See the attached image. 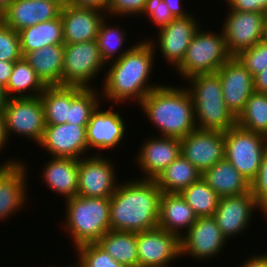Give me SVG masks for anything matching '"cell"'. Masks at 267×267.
I'll return each mask as SVG.
<instances>
[{"mask_svg":"<svg viewBox=\"0 0 267 267\" xmlns=\"http://www.w3.org/2000/svg\"><path fill=\"white\" fill-rule=\"evenodd\" d=\"M150 40L132 44L133 47L120 59L109 63L101 89L103 96L100 95L106 102L109 100L120 105L119 102L126 100L140 104L152 90L161 86L157 83L148 84L158 47L154 46L155 41Z\"/></svg>","mask_w":267,"mask_h":267,"instance_id":"6da1fadb","label":"cell"},{"mask_svg":"<svg viewBox=\"0 0 267 267\" xmlns=\"http://www.w3.org/2000/svg\"><path fill=\"white\" fill-rule=\"evenodd\" d=\"M125 181L110 197V230L138 233L157 228L163 192L154 179Z\"/></svg>","mask_w":267,"mask_h":267,"instance_id":"7a4b0ae2","label":"cell"},{"mask_svg":"<svg viewBox=\"0 0 267 267\" xmlns=\"http://www.w3.org/2000/svg\"><path fill=\"white\" fill-rule=\"evenodd\" d=\"M185 87L163 84L139 104L160 136L182 139L196 129L193 100Z\"/></svg>","mask_w":267,"mask_h":267,"instance_id":"3957f363","label":"cell"},{"mask_svg":"<svg viewBox=\"0 0 267 267\" xmlns=\"http://www.w3.org/2000/svg\"><path fill=\"white\" fill-rule=\"evenodd\" d=\"M187 81L191 87L187 89L193 100L197 129L226 132L236 126V117L225 105L217 73L197 74Z\"/></svg>","mask_w":267,"mask_h":267,"instance_id":"277c9868","label":"cell"},{"mask_svg":"<svg viewBox=\"0 0 267 267\" xmlns=\"http://www.w3.org/2000/svg\"><path fill=\"white\" fill-rule=\"evenodd\" d=\"M65 229L73 240V247L96 243L110 231V198L76 195L67 199Z\"/></svg>","mask_w":267,"mask_h":267,"instance_id":"5b68a950","label":"cell"},{"mask_svg":"<svg viewBox=\"0 0 267 267\" xmlns=\"http://www.w3.org/2000/svg\"><path fill=\"white\" fill-rule=\"evenodd\" d=\"M201 28L194 34L182 62L175 68L184 80L197 74L216 73L232 57L222 31L215 34Z\"/></svg>","mask_w":267,"mask_h":267,"instance_id":"8992f818","label":"cell"},{"mask_svg":"<svg viewBox=\"0 0 267 267\" xmlns=\"http://www.w3.org/2000/svg\"><path fill=\"white\" fill-rule=\"evenodd\" d=\"M225 158L250 182L260 170L267 136L234 126L224 132Z\"/></svg>","mask_w":267,"mask_h":267,"instance_id":"52a82bcc","label":"cell"},{"mask_svg":"<svg viewBox=\"0 0 267 267\" xmlns=\"http://www.w3.org/2000/svg\"><path fill=\"white\" fill-rule=\"evenodd\" d=\"M104 66L96 40L64 44L62 86L92 88L90 83Z\"/></svg>","mask_w":267,"mask_h":267,"instance_id":"ba28073f","label":"cell"},{"mask_svg":"<svg viewBox=\"0 0 267 267\" xmlns=\"http://www.w3.org/2000/svg\"><path fill=\"white\" fill-rule=\"evenodd\" d=\"M2 112L8 138L14 133L39 144L46 128L40 96L8 98Z\"/></svg>","mask_w":267,"mask_h":267,"instance_id":"9c48e42d","label":"cell"},{"mask_svg":"<svg viewBox=\"0 0 267 267\" xmlns=\"http://www.w3.org/2000/svg\"><path fill=\"white\" fill-rule=\"evenodd\" d=\"M98 154L78 159L79 196L110 198L120 184L111 160Z\"/></svg>","mask_w":267,"mask_h":267,"instance_id":"30bf717a","label":"cell"},{"mask_svg":"<svg viewBox=\"0 0 267 267\" xmlns=\"http://www.w3.org/2000/svg\"><path fill=\"white\" fill-rule=\"evenodd\" d=\"M222 32L227 51L237 56L263 40L265 12H243L228 9Z\"/></svg>","mask_w":267,"mask_h":267,"instance_id":"8fae6325","label":"cell"},{"mask_svg":"<svg viewBox=\"0 0 267 267\" xmlns=\"http://www.w3.org/2000/svg\"><path fill=\"white\" fill-rule=\"evenodd\" d=\"M185 233L180 238V256L189 254L199 261H207L223 252L228 241L221 233L214 216L197 217L196 222Z\"/></svg>","mask_w":267,"mask_h":267,"instance_id":"7c38bea8","label":"cell"},{"mask_svg":"<svg viewBox=\"0 0 267 267\" xmlns=\"http://www.w3.org/2000/svg\"><path fill=\"white\" fill-rule=\"evenodd\" d=\"M138 267H169L180 256V238L159 227L137 233Z\"/></svg>","mask_w":267,"mask_h":267,"instance_id":"4fadbf2b","label":"cell"},{"mask_svg":"<svg viewBox=\"0 0 267 267\" xmlns=\"http://www.w3.org/2000/svg\"><path fill=\"white\" fill-rule=\"evenodd\" d=\"M181 155L201 173L225 158L224 132L195 129L180 139Z\"/></svg>","mask_w":267,"mask_h":267,"instance_id":"5bb4252c","label":"cell"},{"mask_svg":"<svg viewBox=\"0 0 267 267\" xmlns=\"http://www.w3.org/2000/svg\"><path fill=\"white\" fill-rule=\"evenodd\" d=\"M216 73L220 77L225 105L237 118L255 92L254 77L236 56H232Z\"/></svg>","mask_w":267,"mask_h":267,"instance_id":"9a60e30c","label":"cell"},{"mask_svg":"<svg viewBox=\"0 0 267 267\" xmlns=\"http://www.w3.org/2000/svg\"><path fill=\"white\" fill-rule=\"evenodd\" d=\"M256 208L264 212L251 192L236 196H224L219 198L213 216L221 233L229 240V238L231 239V237H235L247 229L251 224L253 211H257Z\"/></svg>","mask_w":267,"mask_h":267,"instance_id":"2e32d148","label":"cell"},{"mask_svg":"<svg viewBox=\"0 0 267 267\" xmlns=\"http://www.w3.org/2000/svg\"><path fill=\"white\" fill-rule=\"evenodd\" d=\"M38 145L47 150L51 157L81 159L88 151L86 126L69 123L46 125Z\"/></svg>","mask_w":267,"mask_h":267,"instance_id":"e0dca14e","label":"cell"},{"mask_svg":"<svg viewBox=\"0 0 267 267\" xmlns=\"http://www.w3.org/2000/svg\"><path fill=\"white\" fill-rule=\"evenodd\" d=\"M191 14L184 18H174L166 26L158 30L156 41L158 50L170 67L176 68L183 60L186 50L200 25Z\"/></svg>","mask_w":267,"mask_h":267,"instance_id":"ac0fdd59","label":"cell"},{"mask_svg":"<svg viewBox=\"0 0 267 267\" xmlns=\"http://www.w3.org/2000/svg\"><path fill=\"white\" fill-rule=\"evenodd\" d=\"M100 108L99 105L92 113L86 126L88 150L91 148L92 150H96L95 148L98 150L113 149L119 146L118 144L126 136V122L119 111H115L112 105L107 110Z\"/></svg>","mask_w":267,"mask_h":267,"instance_id":"d6986e66","label":"cell"},{"mask_svg":"<svg viewBox=\"0 0 267 267\" xmlns=\"http://www.w3.org/2000/svg\"><path fill=\"white\" fill-rule=\"evenodd\" d=\"M64 4L65 1L14 0L0 15V20L19 32L23 28L58 18Z\"/></svg>","mask_w":267,"mask_h":267,"instance_id":"ffe728a7","label":"cell"},{"mask_svg":"<svg viewBox=\"0 0 267 267\" xmlns=\"http://www.w3.org/2000/svg\"><path fill=\"white\" fill-rule=\"evenodd\" d=\"M107 13L93 8H80L65 3L60 18L63 25L64 44L96 40Z\"/></svg>","mask_w":267,"mask_h":267,"instance_id":"44dd1931","label":"cell"},{"mask_svg":"<svg viewBox=\"0 0 267 267\" xmlns=\"http://www.w3.org/2000/svg\"><path fill=\"white\" fill-rule=\"evenodd\" d=\"M139 149L135 159L140 171L144 173L143 179H155L181 155V141L177 138L158 135L144 140Z\"/></svg>","mask_w":267,"mask_h":267,"instance_id":"7402d4cb","label":"cell"},{"mask_svg":"<svg viewBox=\"0 0 267 267\" xmlns=\"http://www.w3.org/2000/svg\"><path fill=\"white\" fill-rule=\"evenodd\" d=\"M25 164L23 161L6 164L0 170V220L9 218L25 206L28 197V167Z\"/></svg>","mask_w":267,"mask_h":267,"instance_id":"603a6c76","label":"cell"},{"mask_svg":"<svg viewBox=\"0 0 267 267\" xmlns=\"http://www.w3.org/2000/svg\"><path fill=\"white\" fill-rule=\"evenodd\" d=\"M197 216L180 193L163 192L160 201L158 227L179 238L196 222ZM186 229V231L182 230Z\"/></svg>","mask_w":267,"mask_h":267,"instance_id":"cb8c5ba5","label":"cell"},{"mask_svg":"<svg viewBox=\"0 0 267 267\" xmlns=\"http://www.w3.org/2000/svg\"><path fill=\"white\" fill-rule=\"evenodd\" d=\"M43 182L65 198H73L78 191V159L52 157L42 170Z\"/></svg>","mask_w":267,"mask_h":267,"instance_id":"d4e9b609","label":"cell"},{"mask_svg":"<svg viewBox=\"0 0 267 267\" xmlns=\"http://www.w3.org/2000/svg\"><path fill=\"white\" fill-rule=\"evenodd\" d=\"M201 177L219 197L236 196L251 192V182L226 158L205 170Z\"/></svg>","mask_w":267,"mask_h":267,"instance_id":"484cf974","label":"cell"},{"mask_svg":"<svg viewBox=\"0 0 267 267\" xmlns=\"http://www.w3.org/2000/svg\"><path fill=\"white\" fill-rule=\"evenodd\" d=\"M23 57L46 86H62L64 44L45 46Z\"/></svg>","mask_w":267,"mask_h":267,"instance_id":"4316f807","label":"cell"},{"mask_svg":"<svg viewBox=\"0 0 267 267\" xmlns=\"http://www.w3.org/2000/svg\"><path fill=\"white\" fill-rule=\"evenodd\" d=\"M22 55L49 45L64 44L63 25L56 19L23 28L18 32Z\"/></svg>","mask_w":267,"mask_h":267,"instance_id":"83f0119b","label":"cell"},{"mask_svg":"<svg viewBox=\"0 0 267 267\" xmlns=\"http://www.w3.org/2000/svg\"><path fill=\"white\" fill-rule=\"evenodd\" d=\"M202 173L182 155L177 157L154 179L157 186L165 193H181L192 183L197 182Z\"/></svg>","mask_w":267,"mask_h":267,"instance_id":"f1b7e54d","label":"cell"},{"mask_svg":"<svg viewBox=\"0 0 267 267\" xmlns=\"http://www.w3.org/2000/svg\"><path fill=\"white\" fill-rule=\"evenodd\" d=\"M96 243L124 267H138L137 233L110 230Z\"/></svg>","mask_w":267,"mask_h":267,"instance_id":"f546056e","label":"cell"},{"mask_svg":"<svg viewBox=\"0 0 267 267\" xmlns=\"http://www.w3.org/2000/svg\"><path fill=\"white\" fill-rule=\"evenodd\" d=\"M46 87L35 70L22 57L14 63L11 76L4 89L7 98H24L40 96Z\"/></svg>","mask_w":267,"mask_h":267,"instance_id":"4dcf8cb0","label":"cell"},{"mask_svg":"<svg viewBox=\"0 0 267 267\" xmlns=\"http://www.w3.org/2000/svg\"><path fill=\"white\" fill-rule=\"evenodd\" d=\"M40 98L43 104L46 125L69 123L70 86H47Z\"/></svg>","mask_w":267,"mask_h":267,"instance_id":"1f68e13d","label":"cell"},{"mask_svg":"<svg viewBox=\"0 0 267 267\" xmlns=\"http://www.w3.org/2000/svg\"><path fill=\"white\" fill-rule=\"evenodd\" d=\"M236 125L267 136V94L254 92L236 118Z\"/></svg>","mask_w":267,"mask_h":267,"instance_id":"d6a6232c","label":"cell"},{"mask_svg":"<svg viewBox=\"0 0 267 267\" xmlns=\"http://www.w3.org/2000/svg\"><path fill=\"white\" fill-rule=\"evenodd\" d=\"M97 91L95 87L94 89L71 87L69 124L87 126L92 113L99 105H102L100 94Z\"/></svg>","mask_w":267,"mask_h":267,"instance_id":"836d02e7","label":"cell"},{"mask_svg":"<svg viewBox=\"0 0 267 267\" xmlns=\"http://www.w3.org/2000/svg\"><path fill=\"white\" fill-rule=\"evenodd\" d=\"M197 217L213 216L218 206L219 196L201 177L181 193Z\"/></svg>","mask_w":267,"mask_h":267,"instance_id":"e575fe53","label":"cell"},{"mask_svg":"<svg viewBox=\"0 0 267 267\" xmlns=\"http://www.w3.org/2000/svg\"><path fill=\"white\" fill-rule=\"evenodd\" d=\"M107 20L106 18V20L104 19L102 22L96 38L101 58L106 65H108V62L110 63L111 61L120 59L133 47L131 46L129 49H123L125 51L122 52L119 51L125 43L124 40H127V31L125 32L123 28H119L117 25L109 26L106 22Z\"/></svg>","mask_w":267,"mask_h":267,"instance_id":"d590c367","label":"cell"},{"mask_svg":"<svg viewBox=\"0 0 267 267\" xmlns=\"http://www.w3.org/2000/svg\"><path fill=\"white\" fill-rule=\"evenodd\" d=\"M79 267H124L97 243H86L75 248Z\"/></svg>","mask_w":267,"mask_h":267,"instance_id":"8d00e7d4","label":"cell"},{"mask_svg":"<svg viewBox=\"0 0 267 267\" xmlns=\"http://www.w3.org/2000/svg\"><path fill=\"white\" fill-rule=\"evenodd\" d=\"M236 57L254 77L267 67V42L262 40L253 47L241 51Z\"/></svg>","mask_w":267,"mask_h":267,"instance_id":"74e56055","label":"cell"},{"mask_svg":"<svg viewBox=\"0 0 267 267\" xmlns=\"http://www.w3.org/2000/svg\"><path fill=\"white\" fill-rule=\"evenodd\" d=\"M22 57L18 32L0 20V61H17Z\"/></svg>","mask_w":267,"mask_h":267,"instance_id":"f35d334b","label":"cell"},{"mask_svg":"<svg viewBox=\"0 0 267 267\" xmlns=\"http://www.w3.org/2000/svg\"><path fill=\"white\" fill-rule=\"evenodd\" d=\"M142 16L147 15L153 25L160 29L174 19L168 6L163 0H147L142 11Z\"/></svg>","mask_w":267,"mask_h":267,"instance_id":"ab89813d","label":"cell"},{"mask_svg":"<svg viewBox=\"0 0 267 267\" xmlns=\"http://www.w3.org/2000/svg\"><path fill=\"white\" fill-rule=\"evenodd\" d=\"M251 193L263 211L267 209V149L265 150L257 177L251 182Z\"/></svg>","mask_w":267,"mask_h":267,"instance_id":"60d3db41","label":"cell"},{"mask_svg":"<svg viewBox=\"0 0 267 267\" xmlns=\"http://www.w3.org/2000/svg\"><path fill=\"white\" fill-rule=\"evenodd\" d=\"M146 1L147 0H108L106 13L111 17L114 15L126 17V15L131 16L133 14L139 16L145 7Z\"/></svg>","mask_w":267,"mask_h":267,"instance_id":"b9f144b4","label":"cell"},{"mask_svg":"<svg viewBox=\"0 0 267 267\" xmlns=\"http://www.w3.org/2000/svg\"><path fill=\"white\" fill-rule=\"evenodd\" d=\"M230 10L243 12H267V0H224Z\"/></svg>","mask_w":267,"mask_h":267,"instance_id":"7bdbcfd3","label":"cell"},{"mask_svg":"<svg viewBox=\"0 0 267 267\" xmlns=\"http://www.w3.org/2000/svg\"><path fill=\"white\" fill-rule=\"evenodd\" d=\"M65 3L75 7L93 8L106 12L108 0H66Z\"/></svg>","mask_w":267,"mask_h":267,"instance_id":"ee69618b","label":"cell"},{"mask_svg":"<svg viewBox=\"0 0 267 267\" xmlns=\"http://www.w3.org/2000/svg\"><path fill=\"white\" fill-rule=\"evenodd\" d=\"M168 6L171 14L174 18H184L191 15V12H186L185 9L182 8V0H163Z\"/></svg>","mask_w":267,"mask_h":267,"instance_id":"f6af8a7d","label":"cell"},{"mask_svg":"<svg viewBox=\"0 0 267 267\" xmlns=\"http://www.w3.org/2000/svg\"><path fill=\"white\" fill-rule=\"evenodd\" d=\"M16 61H0V85L5 88Z\"/></svg>","mask_w":267,"mask_h":267,"instance_id":"bcb514c9","label":"cell"},{"mask_svg":"<svg viewBox=\"0 0 267 267\" xmlns=\"http://www.w3.org/2000/svg\"><path fill=\"white\" fill-rule=\"evenodd\" d=\"M248 258V259H247ZM240 267H267V252L261 255L247 257Z\"/></svg>","mask_w":267,"mask_h":267,"instance_id":"7dc6e473","label":"cell"},{"mask_svg":"<svg viewBox=\"0 0 267 267\" xmlns=\"http://www.w3.org/2000/svg\"><path fill=\"white\" fill-rule=\"evenodd\" d=\"M254 91L267 94V67L254 76Z\"/></svg>","mask_w":267,"mask_h":267,"instance_id":"c3c4849f","label":"cell"},{"mask_svg":"<svg viewBox=\"0 0 267 267\" xmlns=\"http://www.w3.org/2000/svg\"><path fill=\"white\" fill-rule=\"evenodd\" d=\"M9 138L6 133L5 118L3 112H0V151L5 148Z\"/></svg>","mask_w":267,"mask_h":267,"instance_id":"681fc988","label":"cell"},{"mask_svg":"<svg viewBox=\"0 0 267 267\" xmlns=\"http://www.w3.org/2000/svg\"><path fill=\"white\" fill-rule=\"evenodd\" d=\"M7 99L8 98L6 96L5 89L0 85V112L3 111V108L6 105Z\"/></svg>","mask_w":267,"mask_h":267,"instance_id":"f907efd6","label":"cell"},{"mask_svg":"<svg viewBox=\"0 0 267 267\" xmlns=\"http://www.w3.org/2000/svg\"><path fill=\"white\" fill-rule=\"evenodd\" d=\"M14 0H0V15L8 8V6L13 2Z\"/></svg>","mask_w":267,"mask_h":267,"instance_id":"816d5d0a","label":"cell"},{"mask_svg":"<svg viewBox=\"0 0 267 267\" xmlns=\"http://www.w3.org/2000/svg\"><path fill=\"white\" fill-rule=\"evenodd\" d=\"M263 40L267 42V12L264 17Z\"/></svg>","mask_w":267,"mask_h":267,"instance_id":"f5cc1de1","label":"cell"},{"mask_svg":"<svg viewBox=\"0 0 267 267\" xmlns=\"http://www.w3.org/2000/svg\"><path fill=\"white\" fill-rule=\"evenodd\" d=\"M19 159H8L7 161H5L3 164L1 163L0 164V170L6 165V164H16V163H19Z\"/></svg>","mask_w":267,"mask_h":267,"instance_id":"db71d44e","label":"cell"},{"mask_svg":"<svg viewBox=\"0 0 267 267\" xmlns=\"http://www.w3.org/2000/svg\"><path fill=\"white\" fill-rule=\"evenodd\" d=\"M67 267H74V265L73 266H67ZM75 267H79V264L76 263Z\"/></svg>","mask_w":267,"mask_h":267,"instance_id":"11a10c76","label":"cell"},{"mask_svg":"<svg viewBox=\"0 0 267 267\" xmlns=\"http://www.w3.org/2000/svg\"><path fill=\"white\" fill-rule=\"evenodd\" d=\"M263 214H264L265 216H267V209L263 212Z\"/></svg>","mask_w":267,"mask_h":267,"instance_id":"9f6ffc18","label":"cell"},{"mask_svg":"<svg viewBox=\"0 0 267 267\" xmlns=\"http://www.w3.org/2000/svg\"><path fill=\"white\" fill-rule=\"evenodd\" d=\"M50 1H66V0H50Z\"/></svg>","mask_w":267,"mask_h":267,"instance_id":"6f0895ef","label":"cell"}]
</instances>
